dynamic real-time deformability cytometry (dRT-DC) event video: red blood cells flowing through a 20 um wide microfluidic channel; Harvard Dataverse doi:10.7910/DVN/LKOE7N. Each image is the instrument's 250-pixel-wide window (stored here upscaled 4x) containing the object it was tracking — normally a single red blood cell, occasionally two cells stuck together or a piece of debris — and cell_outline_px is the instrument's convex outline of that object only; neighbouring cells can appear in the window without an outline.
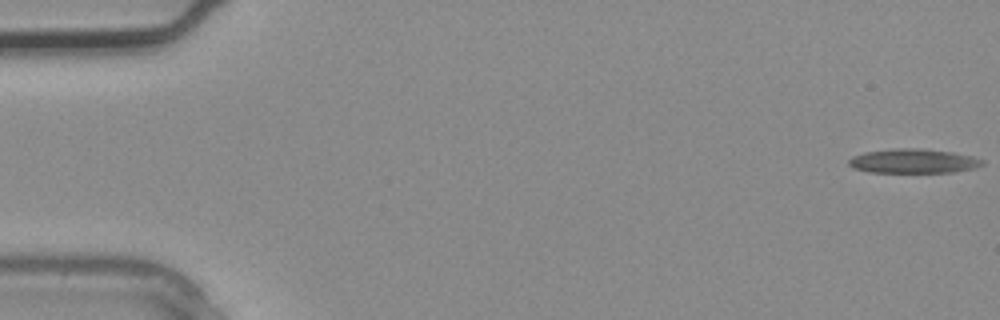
{"species": "common noctule bat (a hibernating species)", "species_latin": "Nyctalus noctula", "temperature_condition": "warm", "stored_images_in_passage": 3, "camera_frame_rate_fps": 3000, "um_per_image_px": 0.085, "animal": {"sex": "male", "body_mass_g": 20.4}, "frame": {"image": 1, "passage_image": 1, "time_ms": 0.0, "image_size_px": [1000, 320], "cell_outline_px": [[984, 164], [976, 168], [952, 172], [868, 172], [852, 168], [848, 164], [848, 160], [852, 156], [864, 152], [896, 148], [920, 148], [952, 152], [972, 156], [984, 160]], "centroid_in_image_um": [77.62, 13.69], "position_along_channel_um": 7.4, "area_um2": 19.02}}